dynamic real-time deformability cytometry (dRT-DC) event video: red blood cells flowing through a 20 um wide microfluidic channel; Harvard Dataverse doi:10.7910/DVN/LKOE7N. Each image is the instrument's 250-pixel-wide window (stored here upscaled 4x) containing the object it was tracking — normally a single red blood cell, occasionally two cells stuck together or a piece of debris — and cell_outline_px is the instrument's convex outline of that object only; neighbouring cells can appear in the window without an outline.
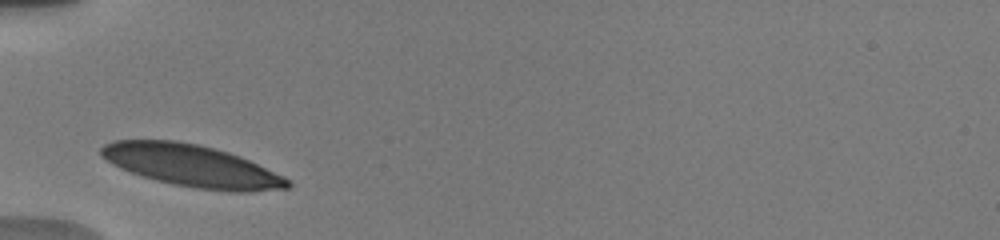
{"species": "human", "species_latin": "Homo sapiens", "temperature_condition": "warm", "stored_images_in_passage": 21, "camera_frame_rate_fps": 3000, "um_per_image_px": 0.085, "donor": {"sex": "male"}, "frame": {"image": 1, "passage_image": 2, "time_ms": 0.667, "image_size_px": [1000, 240], "cell_outline_px": [[292, 184], [288, 188], [248, 192], [232, 192], [196, 188], [172, 184], [156, 180], [120, 168], [112, 164], [100, 156], [100, 148], [104, 144], [112, 140], [176, 140], [196, 144], [228, 152], [240, 156], [284, 176], [292, 180]], "centroid_in_image_um": [16.31, 14.09], "position_along_channel_um": 68.7, "area_um2": 45.6}}
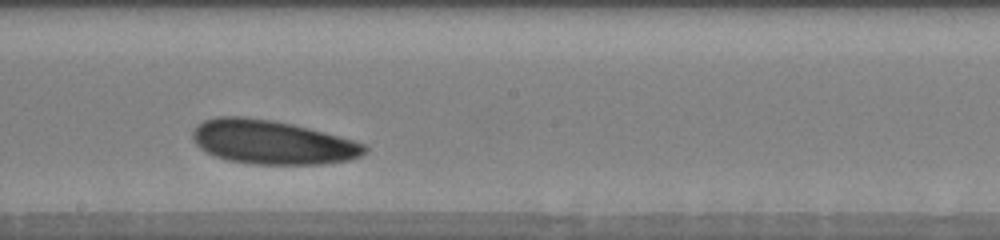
{"frame": {"image": 2, "passage_image": 11, "time_ms": 5.0, "image_size_px": [1000, 240], "cell_outline_px": [[368, 152], [360, 156], [348, 160], [324, 164], [252, 164], [228, 160], [216, 156], [200, 148], [192, 140], [192, 132], [196, 124], [204, 120], [216, 116], [244, 116], [272, 120], [292, 124], [340, 136], [368, 144]], "centroid_in_image_um": [23.14, 12.08], "position_along_channel_um": 225.1, "area_um2": 44.33}}
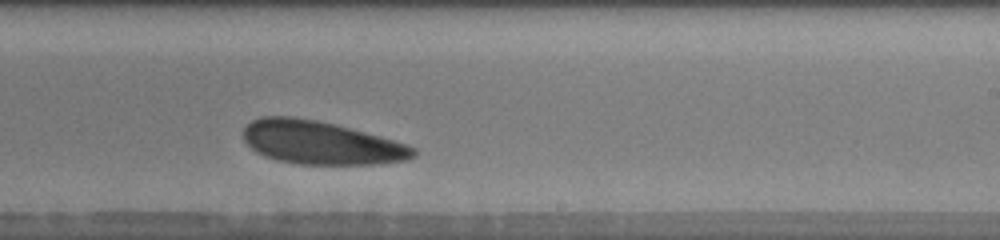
{"frame": {"image": 3, "passage_image": 13, "time_ms": 6.0, "image_size_px": [1000, 240], "cell_outline_px": [[416, 156], [404, 160], [376, 164], [296, 164], [276, 160], [264, 156], [256, 152], [244, 140], [244, 128], [252, 120], [260, 116], [292, 116], [316, 120], [380, 136], [416, 148]], "centroid_in_image_um": [27.23, 12.13], "position_along_channel_um": 261.8, "area_um2": 42.54}, "authors_computed_cell_mechanics": {"area_um2": 43.2344, "velocity_mm_per_s": 3.6802, "shape_relaxation_time_tau1_ms": 2.7348, "shape_relaxation_time_tau2_ms": 5.5579, "deformation_change_tau1": 0.0567, "deformation_change_tau2": 0.1094}}